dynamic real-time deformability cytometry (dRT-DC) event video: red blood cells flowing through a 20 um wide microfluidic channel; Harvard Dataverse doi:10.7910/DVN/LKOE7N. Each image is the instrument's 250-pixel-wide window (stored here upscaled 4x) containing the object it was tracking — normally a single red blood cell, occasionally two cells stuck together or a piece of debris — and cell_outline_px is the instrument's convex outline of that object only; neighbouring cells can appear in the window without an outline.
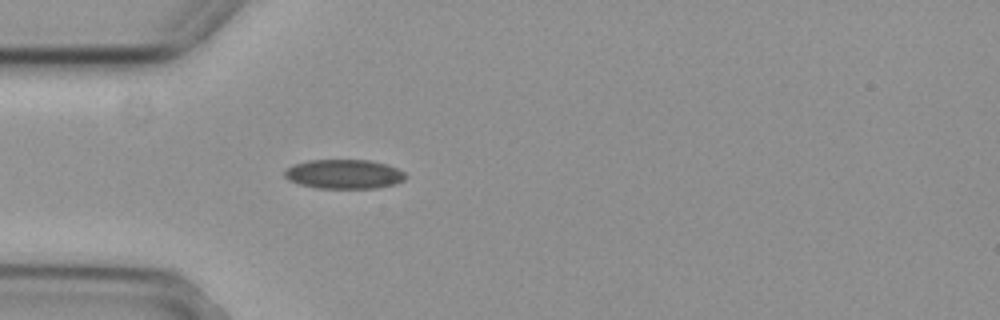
{"species": "common noctule bat (a hibernating species)", "species_latin": "Nyctalus noctula", "temperature_condition": "cold", "stored_images_in_passage": 3, "camera_frame_rate_fps": 3000, "um_per_image_px": 0.085, "animal": {"sex": "female", "body_mass_g": 29.2, "forearm_length_mm": 56.3}, "frame": {"image": 1, "passage_image": 3, "time_ms": 0.667, "image_size_px": [1000, 320], "cell_outline_px": [[408, 176], [404, 180], [396, 184], [376, 188], [316, 188], [300, 184], [288, 180], [284, 176], [284, 172], [288, 168], [296, 164], [308, 160], [368, 160], [384, 164], [396, 168], [404, 172]], "centroid_in_image_um": [29.26, 14.81], "position_along_channel_um": 55.7, "area_um2": 20.58}}